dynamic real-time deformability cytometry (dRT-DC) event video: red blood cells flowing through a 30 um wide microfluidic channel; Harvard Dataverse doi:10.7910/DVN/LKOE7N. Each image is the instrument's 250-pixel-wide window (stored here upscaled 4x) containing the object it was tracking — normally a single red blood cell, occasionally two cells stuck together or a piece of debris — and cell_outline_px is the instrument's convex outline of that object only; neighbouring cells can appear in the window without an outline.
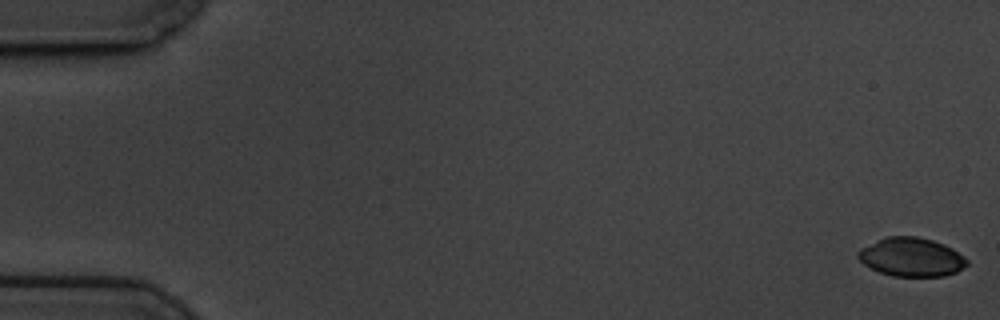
{"species": "common noctule bat (a hibernating species)", "species_latin": "Nyctalus noctula", "temperature_condition": "cold", "stored_images_in_passage": 59, "camera_frame_rate_fps": 3000, "um_per_image_px": 0.085, "animal": {"sex": "male", "body_mass_g": 19.5, "forearm_length_mm": 54.6}, "frame": {"image": 1, "passage_image": 1, "time_ms": 0.0, "image_size_px": [1000, 320], "cell_outline_px": [[968, 264], [956, 272], [944, 276], [892, 276], [880, 272], [864, 264], [856, 256], [856, 252], [860, 248], [888, 236], [916, 236], [932, 240], [944, 244], [952, 248], [964, 256], [968, 260]], "centroid_in_image_um": [77.47, 21.85], "position_along_channel_um": 7.5, "area_um2": 24.51}}
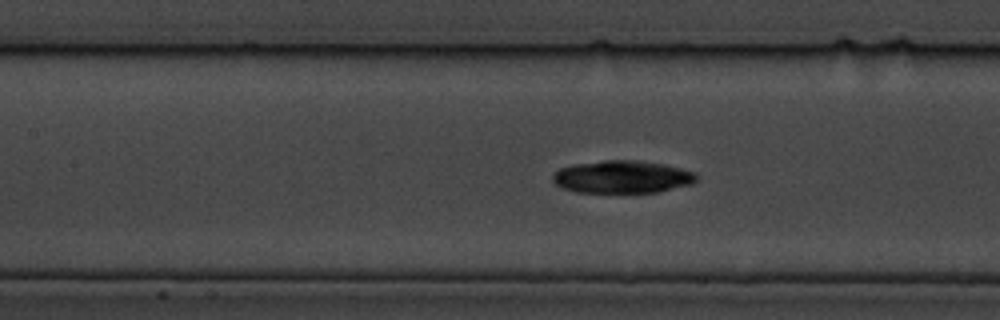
{"frame": {"image": 2, "passage_image": 27, "time_ms": 8.667, "image_size_px": [1000, 320], "cell_outline_px": [[700, 176], [692, 184], [660, 192], [576, 192], [564, 188], [556, 184], [552, 180], [552, 172], [560, 168], [572, 164], [604, 160], [636, 160], [664, 164], [696, 172]], "centroid_in_image_um": [52.9, 15.03], "position_along_channel_um": 154.5, "area_um2": 27.57}}
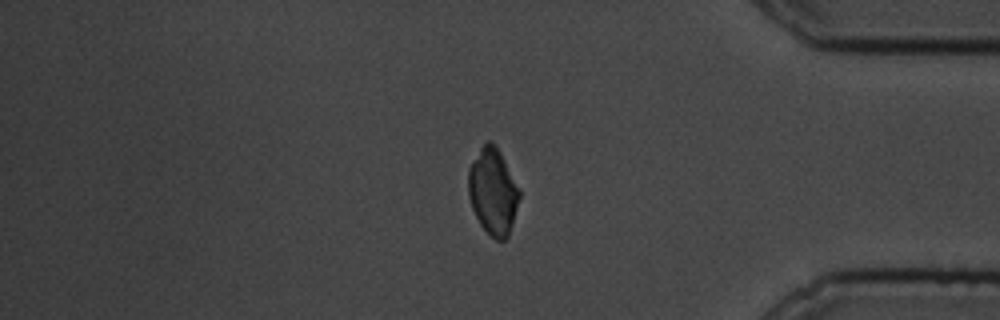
{"frame": {"image": 3, "passage_image": 50, "time_ms": 16.333, "image_size_px": [1000, 320], "cell_outline_px": [[520, 196], [508, 236], [504, 240], [496, 240], [480, 224], [472, 208], [468, 196], [468, 168], [480, 148], [488, 140], [492, 140], [496, 144], [520, 188]], "centroid_in_image_um": [41.9, 16.24], "position_along_channel_um": 393.3, "area_um2": 25.66}, "authors_computed_cell_mechanics": {"area_um2": 26.5302, "velocity_mm_per_s": 3.4137, "shape_relaxation_time_tau1_ms": 5.744, "shape_relaxation_time_tau2_ms": 7.5408, "deformation_change_tau1": 0.19, "deformation_change_tau2": 0.062}}